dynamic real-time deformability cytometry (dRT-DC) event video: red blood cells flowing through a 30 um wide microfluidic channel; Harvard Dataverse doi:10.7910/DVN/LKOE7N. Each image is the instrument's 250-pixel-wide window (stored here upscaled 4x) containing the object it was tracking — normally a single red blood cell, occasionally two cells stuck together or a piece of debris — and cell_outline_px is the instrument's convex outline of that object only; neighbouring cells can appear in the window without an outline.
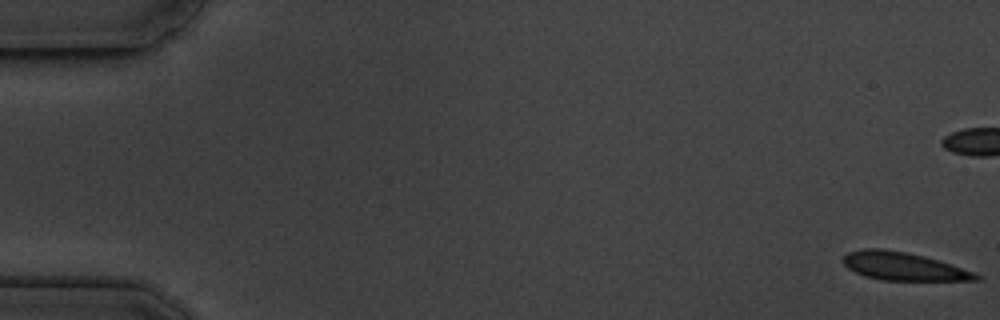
{"species": "common noctule bat (a hibernating species)", "species_latin": "Nyctalus noctula", "temperature_condition": "cold", "stored_images_in_passage": 57, "camera_frame_rate_fps": 3000, "um_per_image_px": 0.085, "animal": {"sex": "male", "body_mass_g": 19.5, "forearm_length_mm": 54.6}, "frame": {"image": 1, "passage_image": 1, "time_ms": 0.0, "image_size_px": [1000, 320], "cell_outline_px": [[980, 280], [880, 280], [864, 276], [848, 268], [844, 264], [844, 256], [848, 252], [864, 248], [880, 248], [904, 252], [924, 256], [972, 272], [980, 276]], "centroid_in_image_um": [76.72, 22.64], "position_along_channel_um": 8.3, "area_um2": 21.21}}
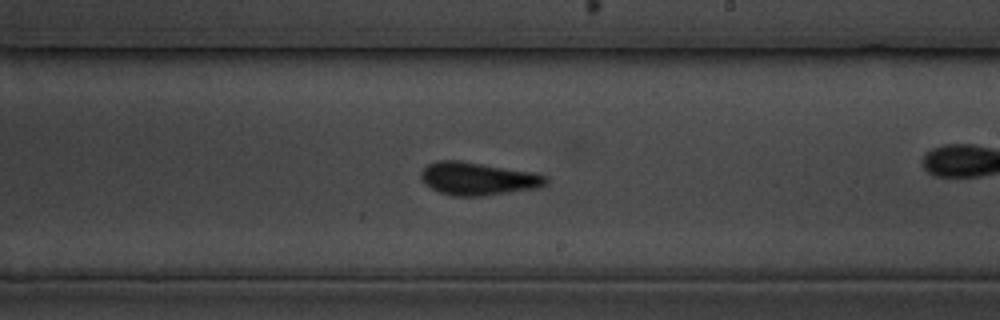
{"frame": {"image": 2, "passage_image": 33, "time_ms": 10.667, "image_size_px": [1000, 320], "cell_outline_px": [[548, 184], [540, 188], [480, 196], [452, 196], [440, 192], [424, 184], [420, 176], [420, 172], [428, 164], [440, 160], [460, 160], [532, 172], [548, 176]], "centroid_in_image_um": [40.64, 15.19], "position_along_channel_um": 248.4, "area_um2": 24.04}}
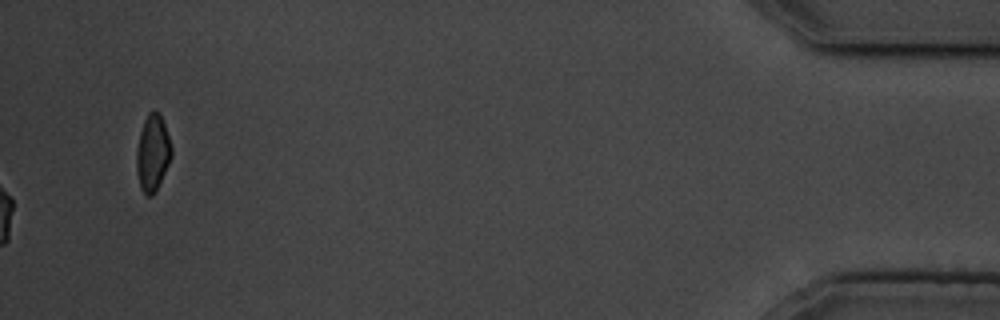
{"frame": {"image": 3, "passage_image": 57, "time_ms": 18.667, "image_size_px": [1000, 320], "cell_outline_px": [[172, 156], [156, 192], [152, 196], [148, 196], [140, 188], [136, 168], [136, 148], [140, 132], [144, 120], [148, 112], [160, 112], [172, 148]], "centroid_in_image_um": [12.97, 13.02], "position_along_channel_um": 422.2, "area_um2": 15.61}, "authors_computed_cell_mechanics": {"area_um2": 22.5998, "velocity_mm_per_s": 3.6163, "shape_relaxation_time_tau1_ms": 7.1874, "shape_relaxation_time_tau2_ms": null, "deformation_change_tau1": 0.1809, "deformation_change_tau2": null}}